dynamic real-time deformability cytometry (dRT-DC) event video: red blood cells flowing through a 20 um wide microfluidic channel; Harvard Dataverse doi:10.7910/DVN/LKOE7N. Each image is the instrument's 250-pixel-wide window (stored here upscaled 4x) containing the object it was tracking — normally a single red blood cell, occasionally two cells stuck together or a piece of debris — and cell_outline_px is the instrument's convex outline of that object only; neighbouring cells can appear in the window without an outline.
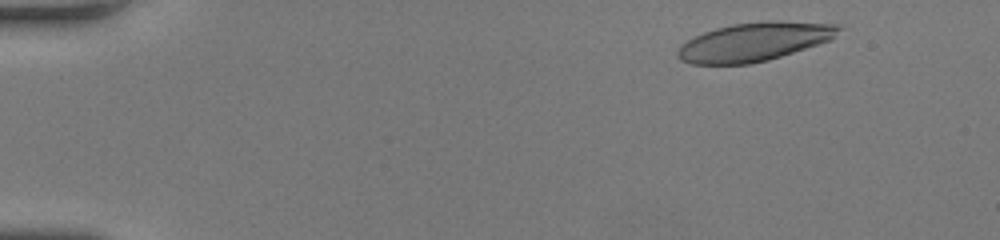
{"species": "human", "species_latin": "Homo sapiens", "temperature_condition": "room temperature", "stored_images_in_passage": 47, "camera_frame_rate_fps": 3000, "um_per_image_px": 0.085, "donor": {"sex": "female"}, "frame": {"image": 1, "passage_image": 7, "time_ms": 2.0, "image_size_px": [1000, 240], "cell_outline_px": [[844, 28], [832, 40], [768, 60], [748, 64], [692, 64], [680, 60], [676, 56], [676, 52], [680, 44], [704, 32], [716, 28], [732, 24], [768, 20], [772, 20], [840, 24]], "centroid_in_image_um": [64.15, 3.54], "position_along_channel_um": 20.9, "area_um2": 36.53}}
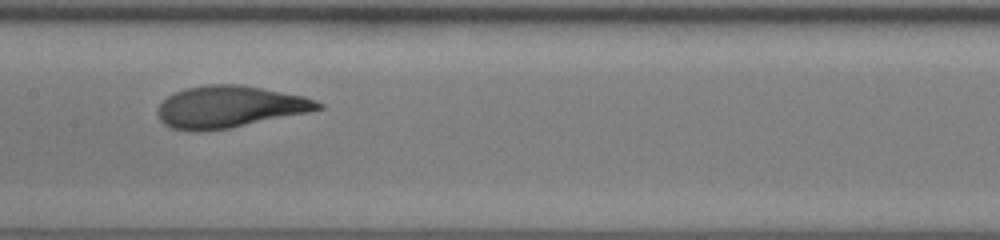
{"frame": {"image": 2, "passage_image": 29, "time_ms": 9.333, "image_size_px": [1000, 240], "cell_outline_px": [[324, 108], [308, 112], [228, 128], [196, 132], [172, 128], [164, 124], [160, 120], [156, 112], [156, 108], [168, 96], [176, 92], [188, 88], [212, 84], [240, 84], [304, 96], [316, 100], [324, 104]], "centroid_in_image_um": [19.5, 9.08], "position_along_channel_um": 187.9, "area_um2": 38.84}}
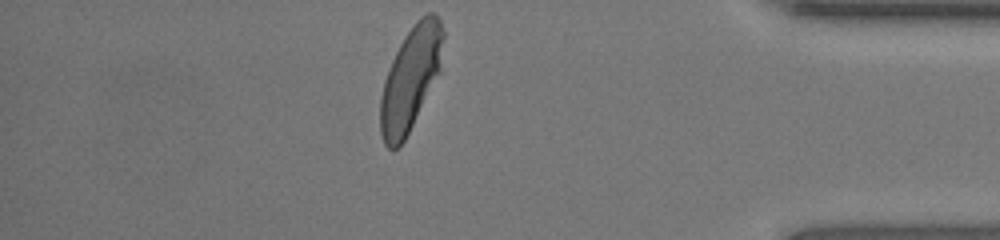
{"frame": {"image": 3, "passage_image": 47, "time_ms": 15.333, "image_size_px": [1000, 240], "cell_outline_px": [[444, 36], [440, 72], [404, 140], [392, 152], [384, 144], [380, 132], [380, 96], [384, 80], [388, 68], [404, 36], [416, 20], [420, 16], [428, 12], [432, 12], [440, 20], [444, 32]], "centroid_in_image_um": [34.89, 6.67], "position_along_channel_um": 400.3, "area_um2": 37.86}, "authors_computed_cell_mechanics": {"area_um2": 37.859, "velocity_mm_per_s": 4.0483, "shape_relaxation_time_tau1_ms": 3.3561, "shape_relaxation_time_tau2_ms": 0.7697, "deformation_change_tau1": 0.1832, "deformation_change_tau2": 0.0651}}